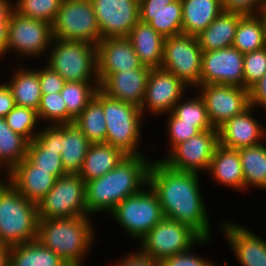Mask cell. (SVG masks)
Wrapping results in <instances>:
<instances>
[{
	"instance_id": "6da1fadb",
	"label": "cell",
	"mask_w": 266,
	"mask_h": 266,
	"mask_svg": "<svg viewBox=\"0 0 266 266\" xmlns=\"http://www.w3.org/2000/svg\"><path fill=\"white\" fill-rule=\"evenodd\" d=\"M201 176L153 159L148 185L157 194L164 218L188 225L202 238H212L213 225H210V212L202 195Z\"/></svg>"
},
{
	"instance_id": "7a4b0ae2",
	"label": "cell",
	"mask_w": 266,
	"mask_h": 266,
	"mask_svg": "<svg viewBox=\"0 0 266 266\" xmlns=\"http://www.w3.org/2000/svg\"><path fill=\"white\" fill-rule=\"evenodd\" d=\"M147 157L128 156L105 175L85 182L87 216L109 215L126 197L145 188L153 161Z\"/></svg>"
},
{
	"instance_id": "3957f363",
	"label": "cell",
	"mask_w": 266,
	"mask_h": 266,
	"mask_svg": "<svg viewBox=\"0 0 266 266\" xmlns=\"http://www.w3.org/2000/svg\"><path fill=\"white\" fill-rule=\"evenodd\" d=\"M92 218L81 215L74 218L39 219L37 240L68 266H85L86 257L96 241L97 231Z\"/></svg>"
},
{
	"instance_id": "277c9868",
	"label": "cell",
	"mask_w": 266,
	"mask_h": 266,
	"mask_svg": "<svg viewBox=\"0 0 266 266\" xmlns=\"http://www.w3.org/2000/svg\"><path fill=\"white\" fill-rule=\"evenodd\" d=\"M38 223V204L0 176V243L14 246L37 239Z\"/></svg>"
},
{
	"instance_id": "5b68a950",
	"label": "cell",
	"mask_w": 266,
	"mask_h": 266,
	"mask_svg": "<svg viewBox=\"0 0 266 266\" xmlns=\"http://www.w3.org/2000/svg\"><path fill=\"white\" fill-rule=\"evenodd\" d=\"M102 107L106 120L105 143L122 150L128 156L145 155L140 149L143 140V113L133 104L118 101L102 92ZM141 150V151H140Z\"/></svg>"
},
{
	"instance_id": "8992f818",
	"label": "cell",
	"mask_w": 266,
	"mask_h": 266,
	"mask_svg": "<svg viewBox=\"0 0 266 266\" xmlns=\"http://www.w3.org/2000/svg\"><path fill=\"white\" fill-rule=\"evenodd\" d=\"M45 64L66 82L99 81L97 46L80 41L52 39Z\"/></svg>"
},
{
	"instance_id": "52a82bcc",
	"label": "cell",
	"mask_w": 266,
	"mask_h": 266,
	"mask_svg": "<svg viewBox=\"0 0 266 266\" xmlns=\"http://www.w3.org/2000/svg\"><path fill=\"white\" fill-rule=\"evenodd\" d=\"M109 215L136 243L164 218L157 194L149 185L126 197Z\"/></svg>"
},
{
	"instance_id": "ba28073f",
	"label": "cell",
	"mask_w": 266,
	"mask_h": 266,
	"mask_svg": "<svg viewBox=\"0 0 266 266\" xmlns=\"http://www.w3.org/2000/svg\"><path fill=\"white\" fill-rule=\"evenodd\" d=\"M52 39V24L26 18L14 10L10 13L6 57H19L16 61L23 58L25 62L36 57L38 60L40 57L46 58L44 56L48 55Z\"/></svg>"
},
{
	"instance_id": "9c48e42d",
	"label": "cell",
	"mask_w": 266,
	"mask_h": 266,
	"mask_svg": "<svg viewBox=\"0 0 266 266\" xmlns=\"http://www.w3.org/2000/svg\"><path fill=\"white\" fill-rule=\"evenodd\" d=\"M53 38L97 44L102 40L90 0H63L52 24Z\"/></svg>"
},
{
	"instance_id": "30bf717a",
	"label": "cell",
	"mask_w": 266,
	"mask_h": 266,
	"mask_svg": "<svg viewBox=\"0 0 266 266\" xmlns=\"http://www.w3.org/2000/svg\"><path fill=\"white\" fill-rule=\"evenodd\" d=\"M87 215L85 182L78 173L58 177L38 203L39 219L74 218Z\"/></svg>"
},
{
	"instance_id": "8fae6325",
	"label": "cell",
	"mask_w": 266,
	"mask_h": 266,
	"mask_svg": "<svg viewBox=\"0 0 266 266\" xmlns=\"http://www.w3.org/2000/svg\"><path fill=\"white\" fill-rule=\"evenodd\" d=\"M202 49L196 36L179 34L166 37L161 68L171 72L189 88L200 86Z\"/></svg>"
},
{
	"instance_id": "7c38bea8",
	"label": "cell",
	"mask_w": 266,
	"mask_h": 266,
	"mask_svg": "<svg viewBox=\"0 0 266 266\" xmlns=\"http://www.w3.org/2000/svg\"><path fill=\"white\" fill-rule=\"evenodd\" d=\"M201 238L188 225L163 218L138 244L143 252L160 262L166 257L189 250Z\"/></svg>"
},
{
	"instance_id": "4fadbf2b",
	"label": "cell",
	"mask_w": 266,
	"mask_h": 266,
	"mask_svg": "<svg viewBox=\"0 0 266 266\" xmlns=\"http://www.w3.org/2000/svg\"><path fill=\"white\" fill-rule=\"evenodd\" d=\"M218 145V130L201 131L196 136L176 145L162 158L155 159L162 160L173 169L202 175L203 172V174L207 173Z\"/></svg>"
},
{
	"instance_id": "5bb4252c",
	"label": "cell",
	"mask_w": 266,
	"mask_h": 266,
	"mask_svg": "<svg viewBox=\"0 0 266 266\" xmlns=\"http://www.w3.org/2000/svg\"><path fill=\"white\" fill-rule=\"evenodd\" d=\"M193 91L205 101L208 118L215 129L251 106L249 90L244 87L205 84Z\"/></svg>"
},
{
	"instance_id": "9a60e30c",
	"label": "cell",
	"mask_w": 266,
	"mask_h": 266,
	"mask_svg": "<svg viewBox=\"0 0 266 266\" xmlns=\"http://www.w3.org/2000/svg\"><path fill=\"white\" fill-rule=\"evenodd\" d=\"M188 89L191 90L171 72L163 68H152L147 78L143 105L140 108L143 116L154 118L169 114L185 93H188Z\"/></svg>"
},
{
	"instance_id": "2e32d148",
	"label": "cell",
	"mask_w": 266,
	"mask_h": 266,
	"mask_svg": "<svg viewBox=\"0 0 266 266\" xmlns=\"http://www.w3.org/2000/svg\"><path fill=\"white\" fill-rule=\"evenodd\" d=\"M202 52L200 85L244 87L243 53L232 46Z\"/></svg>"
},
{
	"instance_id": "e0dca14e",
	"label": "cell",
	"mask_w": 266,
	"mask_h": 266,
	"mask_svg": "<svg viewBox=\"0 0 266 266\" xmlns=\"http://www.w3.org/2000/svg\"><path fill=\"white\" fill-rule=\"evenodd\" d=\"M102 39L126 38L139 21L138 0H90Z\"/></svg>"
},
{
	"instance_id": "ac0fdd59",
	"label": "cell",
	"mask_w": 266,
	"mask_h": 266,
	"mask_svg": "<svg viewBox=\"0 0 266 266\" xmlns=\"http://www.w3.org/2000/svg\"><path fill=\"white\" fill-rule=\"evenodd\" d=\"M220 219V232L239 266H266V240L246 225Z\"/></svg>"
},
{
	"instance_id": "d6986e66",
	"label": "cell",
	"mask_w": 266,
	"mask_h": 266,
	"mask_svg": "<svg viewBox=\"0 0 266 266\" xmlns=\"http://www.w3.org/2000/svg\"><path fill=\"white\" fill-rule=\"evenodd\" d=\"M257 109L250 106L218 128L219 145L228 149L254 146L265 141V125L256 119ZM254 115V116H253Z\"/></svg>"
},
{
	"instance_id": "ffe728a7",
	"label": "cell",
	"mask_w": 266,
	"mask_h": 266,
	"mask_svg": "<svg viewBox=\"0 0 266 266\" xmlns=\"http://www.w3.org/2000/svg\"><path fill=\"white\" fill-rule=\"evenodd\" d=\"M142 66L131 41L127 37L102 39L97 44L99 85L112 73L139 69Z\"/></svg>"
},
{
	"instance_id": "44dd1931",
	"label": "cell",
	"mask_w": 266,
	"mask_h": 266,
	"mask_svg": "<svg viewBox=\"0 0 266 266\" xmlns=\"http://www.w3.org/2000/svg\"><path fill=\"white\" fill-rule=\"evenodd\" d=\"M150 70L151 68L142 66L139 69L112 73L99 85V89L113 99L141 108Z\"/></svg>"
},
{
	"instance_id": "7402d4cb",
	"label": "cell",
	"mask_w": 266,
	"mask_h": 266,
	"mask_svg": "<svg viewBox=\"0 0 266 266\" xmlns=\"http://www.w3.org/2000/svg\"><path fill=\"white\" fill-rule=\"evenodd\" d=\"M7 181L28 201L38 204L54 186L56 177L50 171L36 168L26 158L6 175Z\"/></svg>"
},
{
	"instance_id": "603a6c76",
	"label": "cell",
	"mask_w": 266,
	"mask_h": 266,
	"mask_svg": "<svg viewBox=\"0 0 266 266\" xmlns=\"http://www.w3.org/2000/svg\"><path fill=\"white\" fill-rule=\"evenodd\" d=\"M139 20L148 23L164 38L182 34L181 0H141Z\"/></svg>"
},
{
	"instance_id": "cb8c5ba5",
	"label": "cell",
	"mask_w": 266,
	"mask_h": 266,
	"mask_svg": "<svg viewBox=\"0 0 266 266\" xmlns=\"http://www.w3.org/2000/svg\"><path fill=\"white\" fill-rule=\"evenodd\" d=\"M207 173L212 181L215 180L216 185L244 193V174L238 150L218 145Z\"/></svg>"
},
{
	"instance_id": "d4e9b609",
	"label": "cell",
	"mask_w": 266,
	"mask_h": 266,
	"mask_svg": "<svg viewBox=\"0 0 266 266\" xmlns=\"http://www.w3.org/2000/svg\"><path fill=\"white\" fill-rule=\"evenodd\" d=\"M140 63L149 68H161L164 37L148 23L141 20L131 29L127 37Z\"/></svg>"
},
{
	"instance_id": "484cf974",
	"label": "cell",
	"mask_w": 266,
	"mask_h": 266,
	"mask_svg": "<svg viewBox=\"0 0 266 266\" xmlns=\"http://www.w3.org/2000/svg\"><path fill=\"white\" fill-rule=\"evenodd\" d=\"M15 65V70L11 69L12 73H8L10 78L5 80L12 90L15 104L37 111L42 96L38 68H29L24 63Z\"/></svg>"
},
{
	"instance_id": "4316f807",
	"label": "cell",
	"mask_w": 266,
	"mask_h": 266,
	"mask_svg": "<svg viewBox=\"0 0 266 266\" xmlns=\"http://www.w3.org/2000/svg\"><path fill=\"white\" fill-rule=\"evenodd\" d=\"M127 157L122 150L108 143H91L78 175L84 182L99 178Z\"/></svg>"
},
{
	"instance_id": "83f0119b",
	"label": "cell",
	"mask_w": 266,
	"mask_h": 266,
	"mask_svg": "<svg viewBox=\"0 0 266 266\" xmlns=\"http://www.w3.org/2000/svg\"><path fill=\"white\" fill-rule=\"evenodd\" d=\"M183 34L197 36L223 11L221 0H181Z\"/></svg>"
},
{
	"instance_id": "f1b7e54d",
	"label": "cell",
	"mask_w": 266,
	"mask_h": 266,
	"mask_svg": "<svg viewBox=\"0 0 266 266\" xmlns=\"http://www.w3.org/2000/svg\"><path fill=\"white\" fill-rule=\"evenodd\" d=\"M240 14L222 11L199 35L197 40L202 51H213L233 44Z\"/></svg>"
},
{
	"instance_id": "f546056e",
	"label": "cell",
	"mask_w": 266,
	"mask_h": 266,
	"mask_svg": "<svg viewBox=\"0 0 266 266\" xmlns=\"http://www.w3.org/2000/svg\"><path fill=\"white\" fill-rule=\"evenodd\" d=\"M237 150L244 174V191L252 188L266 191V140Z\"/></svg>"
},
{
	"instance_id": "4dcf8cb0",
	"label": "cell",
	"mask_w": 266,
	"mask_h": 266,
	"mask_svg": "<svg viewBox=\"0 0 266 266\" xmlns=\"http://www.w3.org/2000/svg\"><path fill=\"white\" fill-rule=\"evenodd\" d=\"M9 266H68L37 239L11 246Z\"/></svg>"
},
{
	"instance_id": "1f68e13d",
	"label": "cell",
	"mask_w": 266,
	"mask_h": 266,
	"mask_svg": "<svg viewBox=\"0 0 266 266\" xmlns=\"http://www.w3.org/2000/svg\"><path fill=\"white\" fill-rule=\"evenodd\" d=\"M91 142L74 123L64 124V137L60 140L61 160L67 173L81 170Z\"/></svg>"
},
{
	"instance_id": "d6a6232c",
	"label": "cell",
	"mask_w": 266,
	"mask_h": 266,
	"mask_svg": "<svg viewBox=\"0 0 266 266\" xmlns=\"http://www.w3.org/2000/svg\"><path fill=\"white\" fill-rule=\"evenodd\" d=\"M73 123L91 143H105L106 120L102 107V91L100 89Z\"/></svg>"
},
{
	"instance_id": "836d02e7",
	"label": "cell",
	"mask_w": 266,
	"mask_h": 266,
	"mask_svg": "<svg viewBox=\"0 0 266 266\" xmlns=\"http://www.w3.org/2000/svg\"><path fill=\"white\" fill-rule=\"evenodd\" d=\"M28 143L25 137L12 131L4 118H0V171L4 175L26 158ZM2 173L0 176L3 177Z\"/></svg>"
},
{
	"instance_id": "e575fe53",
	"label": "cell",
	"mask_w": 266,
	"mask_h": 266,
	"mask_svg": "<svg viewBox=\"0 0 266 266\" xmlns=\"http://www.w3.org/2000/svg\"><path fill=\"white\" fill-rule=\"evenodd\" d=\"M99 90V81L66 82L61 90L67 108V124H71L87 107Z\"/></svg>"
},
{
	"instance_id": "d590c367",
	"label": "cell",
	"mask_w": 266,
	"mask_h": 266,
	"mask_svg": "<svg viewBox=\"0 0 266 266\" xmlns=\"http://www.w3.org/2000/svg\"><path fill=\"white\" fill-rule=\"evenodd\" d=\"M186 95H188L186 97ZM185 94L173 107L171 113L182 122L195 123V127L201 132L215 129L207 115L206 104L198 93ZM185 98V99H184Z\"/></svg>"
},
{
	"instance_id": "8d00e7d4",
	"label": "cell",
	"mask_w": 266,
	"mask_h": 266,
	"mask_svg": "<svg viewBox=\"0 0 266 266\" xmlns=\"http://www.w3.org/2000/svg\"><path fill=\"white\" fill-rule=\"evenodd\" d=\"M265 46L263 27L259 17L257 15L242 16L236 28L232 47L245 54Z\"/></svg>"
},
{
	"instance_id": "74e56055",
	"label": "cell",
	"mask_w": 266,
	"mask_h": 266,
	"mask_svg": "<svg viewBox=\"0 0 266 266\" xmlns=\"http://www.w3.org/2000/svg\"><path fill=\"white\" fill-rule=\"evenodd\" d=\"M26 159L36 168L50 171L56 178L67 174L58 151L45 148L36 138L28 143Z\"/></svg>"
},
{
	"instance_id": "f35d334b",
	"label": "cell",
	"mask_w": 266,
	"mask_h": 266,
	"mask_svg": "<svg viewBox=\"0 0 266 266\" xmlns=\"http://www.w3.org/2000/svg\"><path fill=\"white\" fill-rule=\"evenodd\" d=\"M63 0H16L13 9L26 18L41 20L50 24L55 21Z\"/></svg>"
},
{
	"instance_id": "ab89813d",
	"label": "cell",
	"mask_w": 266,
	"mask_h": 266,
	"mask_svg": "<svg viewBox=\"0 0 266 266\" xmlns=\"http://www.w3.org/2000/svg\"><path fill=\"white\" fill-rule=\"evenodd\" d=\"M4 119L13 132L22 135L29 142L36 138L41 127L37 111L27 107L16 105Z\"/></svg>"
},
{
	"instance_id": "60d3db41",
	"label": "cell",
	"mask_w": 266,
	"mask_h": 266,
	"mask_svg": "<svg viewBox=\"0 0 266 266\" xmlns=\"http://www.w3.org/2000/svg\"><path fill=\"white\" fill-rule=\"evenodd\" d=\"M37 115L42 125L67 124V108L61 93L42 94Z\"/></svg>"
},
{
	"instance_id": "b9f144b4",
	"label": "cell",
	"mask_w": 266,
	"mask_h": 266,
	"mask_svg": "<svg viewBox=\"0 0 266 266\" xmlns=\"http://www.w3.org/2000/svg\"><path fill=\"white\" fill-rule=\"evenodd\" d=\"M244 88L248 90L266 74V46L243 55Z\"/></svg>"
},
{
	"instance_id": "7bdbcfd3",
	"label": "cell",
	"mask_w": 266,
	"mask_h": 266,
	"mask_svg": "<svg viewBox=\"0 0 266 266\" xmlns=\"http://www.w3.org/2000/svg\"><path fill=\"white\" fill-rule=\"evenodd\" d=\"M167 121L165 128L166 135L168 137L169 149L167 154L179 143H182L193 136H196L200 131L195 127V123L182 122L179 118H176L171 112L163 115Z\"/></svg>"
},
{
	"instance_id": "ee69618b",
	"label": "cell",
	"mask_w": 266,
	"mask_h": 266,
	"mask_svg": "<svg viewBox=\"0 0 266 266\" xmlns=\"http://www.w3.org/2000/svg\"><path fill=\"white\" fill-rule=\"evenodd\" d=\"M211 241V238H201L189 250L164 258L159 262V266H220L215 264L212 259L210 260L193 252L196 245L204 247L203 245H208Z\"/></svg>"
},
{
	"instance_id": "f6af8a7d",
	"label": "cell",
	"mask_w": 266,
	"mask_h": 266,
	"mask_svg": "<svg viewBox=\"0 0 266 266\" xmlns=\"http://www.w3.org/2000/svg\"><path fill=\"white\" fill-rule=\"evenodd\" d=\"M221 5L224 12L252 16L266 6V0H221Z\"/></svg>"
},
{
	"instance_id": "bcb514c9",
	"label": "cell",
	"mask_w": 266,
	"mask_h": 266,
	"mask_svg": "<svg viewBox=\"0 0 266 266\" xmlns=\"http://www.w3.org/2000/svg\"><path fill=\"white\" fill-rule=\"evenodd\" d=\"M38 68L39 83L42 94L60 93L64 88L66 81L54 72L46 64Z\"/></svg>"
},
{
	"instance_id": "7dc6e473",
	"label": "cell",
	"mask_w": 266,
	"mask_h": 266,
	"mask_svg": "<svg viewBox=\"0 0 266 266\" xmlns=\"http://www.w3.org/2000/svg\"><path fill=\"white\" fill-rule=\"evenodd\" d=\"M42 127L36 139L45 148L57 150L58 154L61 155L60 140L64 137V124H46Z\"/></svg>"
},
{
	"instance_id": "c3c4849f",
	"label": "cell",
	"mask_w": 266,
	"mask_h": 266,
	"mask_svg": "<svg viewBox=\"0 0 266 266\" xmlns=\"http://www.w3.org/2000/svg\"><path fill=\"white\" fill-rule=\"evenodd\" d=\"M118 260H116V263L114 262V266H159V261L143 252L139 246L137 251H131ZM110 264L109 266L113 265Z\"/></svg>"
},
{
	"instance_id": "681fc988",
	"label": "cell",
	"mask_w": 266,
	"mask_h": 266,
	"mask_svg": "<svg viewBox=\"0 0 266 266\" xmlns=\"http://www.w3.org/2000/svg\"><path fill=\"white\" fill-rule=\"evenodd\" d=\"M250 105L266 112V74L249 89Z\"/></svg>"
},
{
	"instance_id": "f907efd6",
	"label": "cell",
	"mask_w": 266,
	"mask_h": 266,
	"mask_svg": "<svg viewBox=\"0 0 266 266\" xmlns=\"http://www.w3.org/2000/svg\"><path fill=\"white\" fill-rule=\"evenodd\" d=\"M15 106L11 88L5 81L0 82V118H4Z\"/></svg>"
},
{
	"instance_id": "816d5d0a",
	"label": "cell",
	"mask_w": 266,
	"mask_h": 266,
	"mask_svg": "<svg viewBox=\"0 0 266 266\" xmlns=\"http://www.w3.org/2000/svg\"><path fill=\"white\" fill-rule=\"evenodd\" d=\"M8 24L9 21H0V59L6 57V46L8 41ZM0 60V61H1Z\"/></svg>"
},
{
	"instance_id": "f5cc1de1",
	"label": "cell",
	"mask_w": 266,
	"mask_h": 266,
	"mask_svg": "<svg viewBox=\"0 0 266 266\" xmlns=\"http://www.w3.org/2000/svg\"><path fill=\"white\" fill-rule=\"evenodd\" d=\"M14 0H0V21H9L10 13L13 9Z\"/></svg>"
},
{
	"instance_id": "db71d44e",
	"label": "cell",
	"mask_w": 266,
	"mask_h": 266,
	"mask_svg": "<svg viewBox=\"0 0 266 266\" xmlns=\"http://www.w3.org/2000/svg\"><path fill=\"white\" fill-rule=\"evenodd\" d=\"M11 246L0 243V266H9Z\"/></svg>"
},
{
	"instance_id": "11a10c76",
	"label": "cell",
	"mask_w": 266,
	"mask_h": 266,
	"mask_svg": "<svg viewBox=\"0 0 266 266\" xmlns=\"http://www.w3.org/2000/svg\"><path fill=\"white\" fill-rule=\"evenodd\" d=\"M256 15L259 17L262 23L263 34H264V39H265V44H266V6L262 8Z\"/></svg>"
},
{
	"instance_id": "9f6ffc18",
	"label": "cell",
	"mask_w": 266,
	"mask_h": 266,
	"mask_svg": "<svg viewBox=\"0 0 266 266\" xmlns=\"http://www.w3.org/2000/svg\"><path fill=\"white\" fill-rule=\"evenodd\" d=\"M264 114H266V113H264ZM265 140H266V125H265Z\"/></svg>"
}]
</instances>
